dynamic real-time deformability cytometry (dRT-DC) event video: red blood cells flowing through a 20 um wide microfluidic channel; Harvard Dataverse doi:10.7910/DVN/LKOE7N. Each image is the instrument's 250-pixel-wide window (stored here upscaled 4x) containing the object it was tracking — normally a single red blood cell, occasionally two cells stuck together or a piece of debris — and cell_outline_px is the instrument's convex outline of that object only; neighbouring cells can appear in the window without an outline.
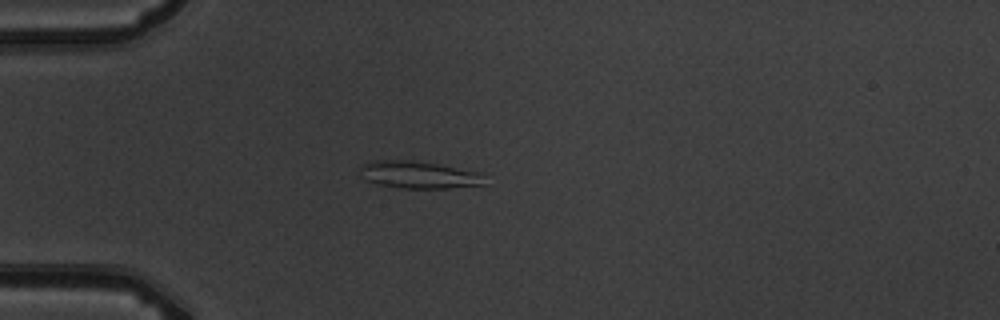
{"species": "common noctule bat (a hibernating species)", "species_latin": "Nyctalus noctula", "temperature_condition": "warm", "stored_images_in_passage": 5, "camera_frame_rate_fps": 3000, "um_per_image_px": 0.085, "animal": {"sex": "male", "body_mass_g": 19.5, "forearm_length_mm": 54.6}, "frame": {"image": 1, "passage_image": 1, "time_ms": 0.0, "image_size_px": [1000, 320], "cell_outline_px": [[484, 184], [448, 188], [400, 188], [380, 184], [368, 180], [360, 168], [360, 164], [372, 160], [412, 160], [436, 164], [480, 172]], "centroid_in_image_um": [35.57, 14.84], "position_along_channel_um": 49.4, "area_um2": 19.36}}
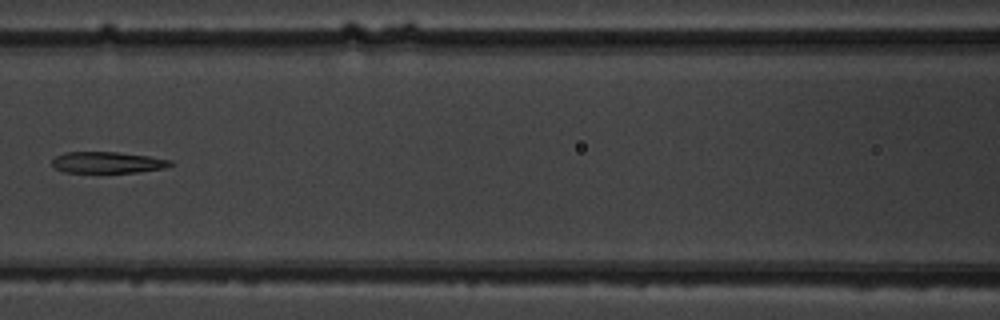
{"frame": {"image": 2, "passage_image": 4, "time_ms": 3.333, "image_size_px": [1000, 320], "cell_outline_px": [[176, 164], [164, 168], [136, 172], [64, 172], [56, 168], [52, 164], [52, 160], [56, 156], [64, 152], [116, 152], [148, 156], [172, 160]], "centroid_in_image_um": [9.17, 13.8], "position_along_channel_um": 157.4, "area_um2": 14.62}}
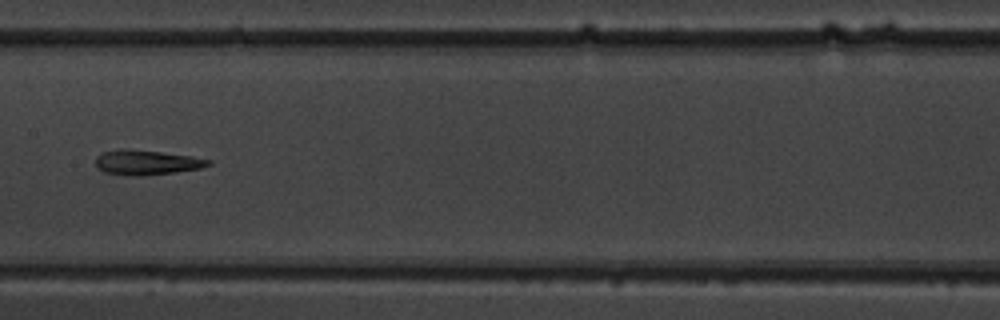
{"frame": {"image": 3, "passage_image": 5, "time_ms": 4.333, "image_size_px": [1000, 320], "cell_outline_px": [[212, 164], [200, 168], [176, 172], [140, 176], [132, 176], [104, 172], [96, 168], [96, 156], [104, 152], [120, 148], [124, 148], [160, 152], [188, 156], [212, 160]], "centroid_in_image_um": [12.43, 13.81], "position_along_channel_um": 195.0, "area_um2": 16.24}}